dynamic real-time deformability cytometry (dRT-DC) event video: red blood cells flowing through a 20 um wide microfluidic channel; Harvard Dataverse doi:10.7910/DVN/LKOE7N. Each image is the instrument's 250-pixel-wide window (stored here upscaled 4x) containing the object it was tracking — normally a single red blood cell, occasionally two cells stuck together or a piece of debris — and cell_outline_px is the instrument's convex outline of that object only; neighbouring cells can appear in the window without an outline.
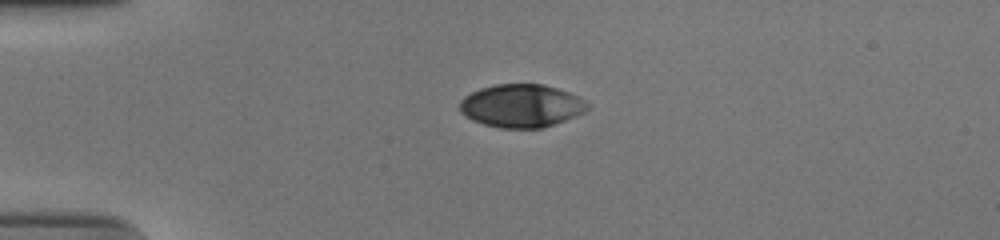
{"species": "human", "species_latin": "Homo sapiens", "temperature_condition": "cold", "stored_images_in_passage": 42, "camera_frame_rate_fps": 3000, "um_per_image_px": 0.085, "donor": {"sex": "male"}, "frame": {"image": 1, "passage_image": 1, "time_ms": 0.0, "image_size_px": [1000, 240], "cell_outline_px": [[588, 108], [584, 112], [564, 120], [540, 128], [500, 128], [484, 124], [472, 120], [460, 112], [460, 100], [464, 96], [480, 88], [496, 84], [544, 84], [568, 92], [584, 100], [588, 104]], "centroid_in_image_um": [44.28, 8.99], "position_along_channel_um": 40.7, "area_um2": 31.79}}
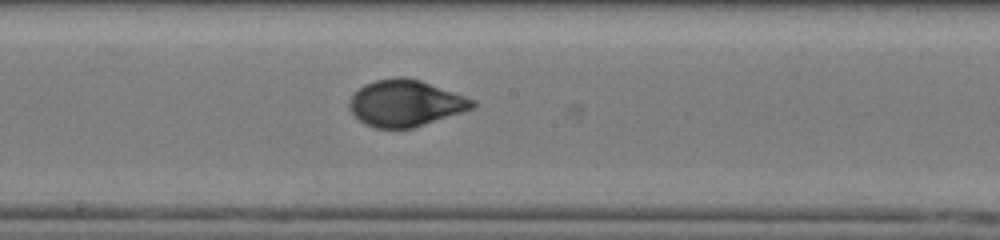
{"frame": {"image": 2, "passage_image": 18, "time_ms": 5.667, "image_size_px": [1000, 240], "cell_outline_px": [[476, 108], [412, 128], [376, 128], [364, 124], [348, 108], [348, 100], [364, 84], [376, 80], [400, 76], [404, 76], [420, 80], [476, 100]], "centroid_in_image_um": [34.47, 8.77], "position_along_channel_um": 213.7, "area_um2": 33.29}}
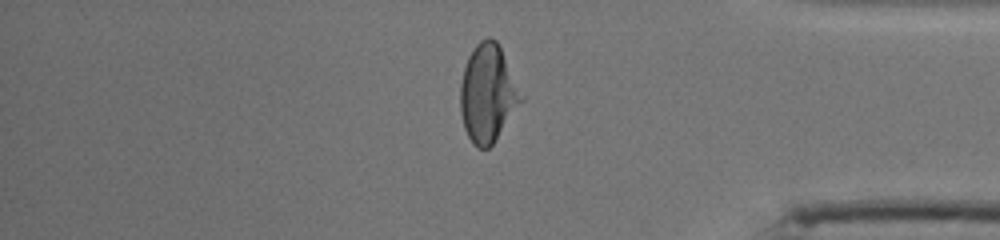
{"frame": {"image": 3, "passage_image": 34, "time_ms": 11.0, "image_size_px": [1000, 240], "cell_outline_px": [[524, 100], [492, 144], [488, 148], [476, 148], [472, 144], [464, 128], [460, 112], [460, 84], [464, 68], [468, 56], [472, 48], [480, 40], [488, 36], [492, 36], [500, 44], [524, 96]], "centroid_in_image_um": [41.47, 7.9], "position_along_channel_um": 393.7, "area_um2": 35.08}, "authors_computed_cell_mechanics": {"area_um2": 33.4373, "velocity_mm_per_s": 3.7416, "shape_relaxation_time_tau1_ms": 4.9341, "shape_relaxation_time_tau2_ms": 0.8136, "deformation_change_tau1": 0.1896, "deformation_change_tau2": 0.043}}